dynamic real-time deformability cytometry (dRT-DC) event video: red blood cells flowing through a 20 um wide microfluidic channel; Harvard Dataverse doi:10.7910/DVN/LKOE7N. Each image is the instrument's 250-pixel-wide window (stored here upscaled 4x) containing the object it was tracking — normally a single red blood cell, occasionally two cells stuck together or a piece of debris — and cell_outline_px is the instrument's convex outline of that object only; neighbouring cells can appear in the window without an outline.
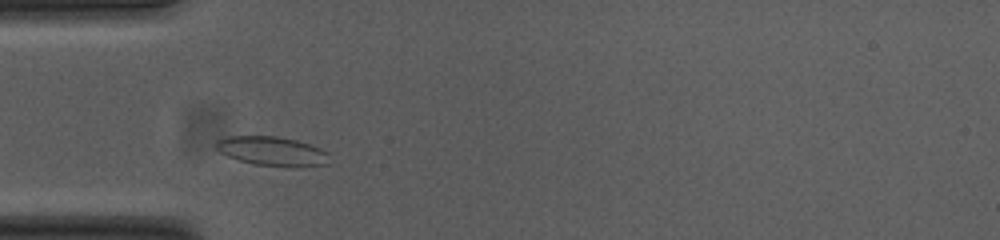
{"species": "common noctule bat (a hibernating species)", "species_latin": "Nyctalus noctula", "temperature_condition": "cold", "stored_images_in_passage": 34, "camera_frame_rate_fps": 3000, "um_per_image_px": 0.085, "animal": {"sex": "female", "body_mass_g": 23.0, "forearm_length_mm": 53.4}, "frame": {"image": 1, "passage_image": 5, "time_ms": 1.333, "image_size_px": [1000, 240], "cell_outline_px": [[328, 164], [296, 168], [256, 164], [240, 160], [228, 156], [220, 152], [216, 148], [216, 140], [224, 136], [276, 136], [296, 140], [320, 148], [328, 152]], "centroid_in_image_um": [23.14, 12.85], "position_along_channel_um": 61.9, "area_um2": 19.36}}
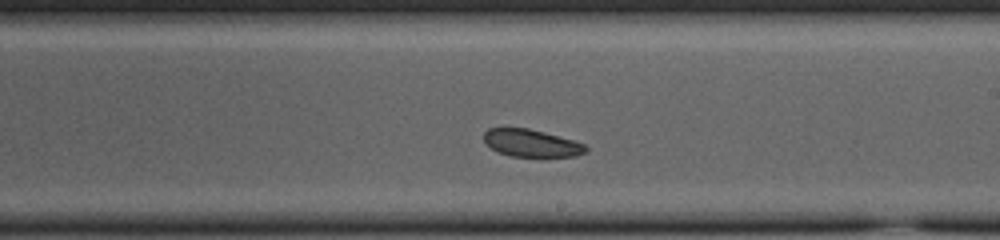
{"frame": {"image": 2, "passage_image": 20, "time_ms": 6.333, "image_size_px": [1000, 240], "cell_outline_px": [[588, 152], [576, 156], [540, 160], [512, 156], [496, 152], [484, 140], [484, 132], [488, 128], [528, 128], [544, 132], [572, 140], [584, 144], [588, 148]], "centroid_in_image_um": [45.22, 12.23], "position_along_channel_um": 243.8, "area_um2": 17.05}}
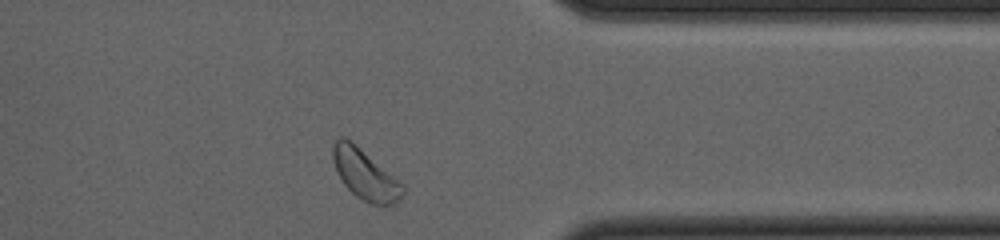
{"frame": {"image": 3, "passage_image": 32, "time_ms": 10.333, "image_size_px": [1000, 240], "cell_outline_px": [[404, 192], [400, 200], [392, 204], [372, 204], [356, 196], [344, 184], [336, 172], [332, 160], [332, 144], [340, 136], [344, 136], [404, 184]], "centroid_in_image_um": [31.01, 14.83], "position_along_channel_um": 380.4, "area_um2": 20.11}}